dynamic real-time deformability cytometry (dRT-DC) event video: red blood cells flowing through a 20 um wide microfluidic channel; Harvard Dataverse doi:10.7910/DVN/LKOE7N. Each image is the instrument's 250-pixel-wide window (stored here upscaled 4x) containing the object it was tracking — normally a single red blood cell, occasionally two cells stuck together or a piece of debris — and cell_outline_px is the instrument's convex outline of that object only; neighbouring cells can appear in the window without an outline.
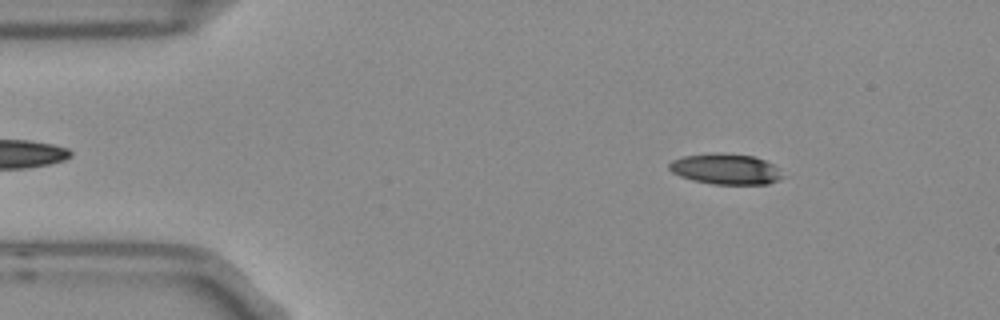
{"species": "Egyptian fruit bat (a non-hibernating species)", "species_latin": "Rousettus aegyptiacus", "temperature_condition": "room temperature", "stored_images_in_passage": 4, "camera_frame_rate_fps": 3000, "um_per_image_px": 0.085, "frame": {"image": 1, "passage_image": 2, "time_ms": 0.333, "image_size_px": [1000, 320], "cell_outline_px": [[784, 176], [780, 180], [768, 184], [712, 184], [692, 180], [680, 176], [672, 172], [668, 168], [668, 164], [672, 160], [684, 156], [712, 152], [720, 152], [752, 156], [764, 160], [772, 164]], "centroid_in_image_um": [61.65, 14.36], "position_along_channel_um": 23.3, "area_um2": 20.35}}